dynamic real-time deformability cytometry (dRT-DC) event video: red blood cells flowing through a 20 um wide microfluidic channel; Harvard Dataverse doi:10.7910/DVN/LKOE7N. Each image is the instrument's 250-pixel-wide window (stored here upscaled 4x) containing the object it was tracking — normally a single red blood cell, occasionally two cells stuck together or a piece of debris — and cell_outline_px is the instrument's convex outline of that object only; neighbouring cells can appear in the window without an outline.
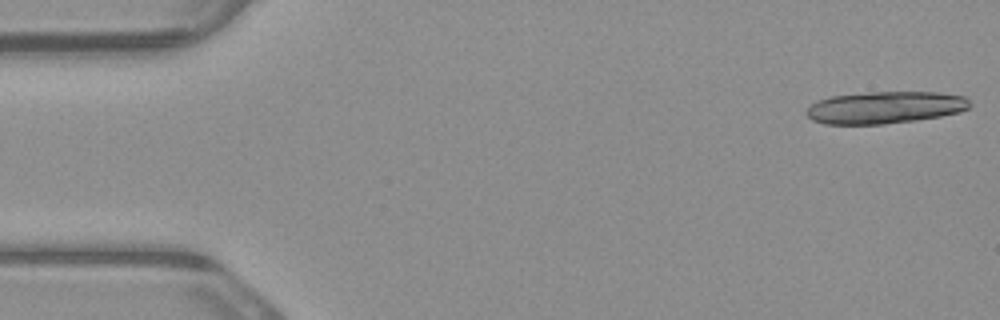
{"species": "common noctule bat (a hibernating species)", "species_latin": "Nyctalus noctula", "temperature_condition": "warm", "stored_images_in_passage": 5, "camera_frame_rate_fps": 3000, "um_per_image_px": 0.085, "animal": {"sex": "male", "body_mass_g": 23.1, "forearm_length_mm": 52.7}, "frame": {"image": 1, "passage_image": 1, "time_ms": 0.0, "image_size_px": [1000, 320], "cell_outline_px": [[972, 104], [968, 108], [960, 112], [940, 116], [916, 120], [884, 124], [824, 124], [812, 120], [804, 112], [816, 100], [832, 96], [872, 92], [940, 92], [964, 96]], "centroid_in_image_um": [75.23, 9.13], "position_along_channel_um": 9.8, "area_um2": 30.63}}